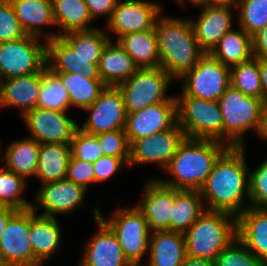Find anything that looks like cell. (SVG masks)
Instances as JSON below:
<instances>
[{
	"mask_svg": "<svg viewBox=\"0 0 267 266\" xmlns=\"http://www.w3.org/2000/svg\"><path fill=\"white\" fill-rule=\"evenodd\" d=\"M245 146H228L215 161L211 173L199 189L208 211H224L238 216L249 207V169ZM206 202V203H205ZM244 205V206H243Z\"/></svg>",
	"mask_w": 267,
	"mask_h": 266,
	"instance_id": "cell-1",
	"label": "cell"
},
{
	"mask_svg": "<svg viewBox=\"0 0 267 266\" xmlns=\"http://www.w3.org/2000/svg\"><path fill=\"white\" fill-rule=\"evenodd\" d=\"M154 28L158 40L160 67L172 78H180L205 54L199 47L190 19L160 14Z\"/></svg>",
	"mask_w": 267,
	"mask_h": 266,
	"instance_id": "cell-2",
	"label": "cell"
},
{
	"mask_svg": "<svg viewBox=\"0 0 267 266\" xmlns=\"http://www.w3.org/2000/svg\"><path fill=\"white\" fill-rule=\"evenodd\" d=\"M227 147L217 140L186 137L164 169L173 175V179H157L171 188L199 190L210 175L215 161Z\"/></svg>",
	"mask_w": 267,
	"mask_h": 266,
	"instance_id": "cell-3",
	"label": "cell"
},
{
	"mask_svg": "<svg viewBox=\"0 0 267 266\" xmlns=\"http://www.w3.org/2000/svg\"><path fill=\"white\" fill-rule=\"evenodd\" d=\"M184 237L187 256L214 261L237 239V216L206 210L184 233Z\"/></svg>",
	"mask_w": 267,
	"mask_h": 266,
	"instance_id": "cell-4",
	"label": "cell"
},
{
	"mask_svg": "<svg viewBox=\"0 0 267 266\" xmlns=\"http://www.w3.org/2000/svg\"><path fill=\"white\" fill-rule=\"evenodd\" d=\"M217 102L223 117V143L245 146L243 135L249 129L257 131L259 127L263 100L244 95L230 85Z\"/></svg>",
	"mask_w": 267,
	"mask_h": 266,
	"instance_id": "cell-5",
	"label": "cell"
},
{
	"mask_svg": "<svg viewBox=\"0 0 267 266\" xmlns=\"http://www.w3.org/2000/svg\"><path fill=\"white\" fill-rule=\"evenodd\" d=\"M177 124L187 138L223 142V117L217 101L175 96Z\"/></svg>",
	"mask_w": 267,
	"mask_h": 266,
	"instance_id": "cell-6",
	"label": "cell"
},
{
	"mask_svg": "<svg viewBox=\"0 0 267 266\" xmlns=\"http://www.w3.org/2000/svg\"><path fill=\"white\" fill-rule=\"evenodd\" d=\"M172 77L161 67L138 68L127 80L118 85L122 92L126 113L140 111L148 106L168 101L166 91Z\"/></svg>",
	"mask_w": 267,
	"mask_h": 266,
	"instance_id": "cell-7",
	"label": "cell"
},
{
	"mask_svg": "<svg viewBox=\"0 0 267 266\" xmlns=\"http://www.w3.org/2000/svg\"><path fill=\"white\" fill-rule=\"evenodd\" d=\"M117 236L124 256L131 264H141L146 252H149L150 230L144 214L136 207L119 208L112 217L104 220Z\"/></svg>",
	"mask_w": 267,
	"mask_h": 266,
	"instance_id": "cell-8",
	"label": "cell"
},
{
	"mask_svg": "<svg viewBox=\"0 0 267 266\" xmlns=\"http://www.w3.org/2000/svg\"><path fill=\"white\" fill-rule=\"evenodd\" d=\"M179 79L184 81L180 96L217 101L231 85L230 67L223 65L210 53H205Z\"/></svg>",
	"mask_w": 267,
	"mask_h": 266,
	"instance_id": "cell-9",
	"label": "cell"
},
{
	"mask_svg": "<svg viewBox=\"0 0 267 266\" xmlns=\"http://www.w3.org/2000/svg\"><path fill=\"white\" fill-rule=\"evenodd\" d=\"M26 35L0 43V80L40 72L46 66V42Z\"/></svg>",
	"mask_w": 267,
	"mask_h": 266,
	"instance_id": "cell-10",
	"label": "cell"
},
{
	"mask_svg": "<svg viewBox=\"0 0 267 266\" xmlns=\"http://www.w3.org/2000/svg\"><path fill=\"white\" fill-rule=\"evenodd\" d=\"M0 257L5 266L35 265L30 240V208L17 210L7 221L0 238Z\"/></svg>",
	"mask_w": 267,
	"mask_h": 266,
	"instance_id": "cell-11",
	"label": "cell"
},
{
	"mask_svg": "<svg viewBox=\"0 0 267 266\" xmlns=\"http://www.w3.org/2000/svg\"><path fill=\"white\" fill-rule=\"evenodd\" d=\"M84 110L90 115L80 129L87 133L96 135L125 128L127 113L118 86H106L97 99Z\"/></svg>",
	"mask_w": 267,
	"mask_h": 266,
	"instance_id": "cell-12",
	"label": "cell"
},
{
	"mask_svg": "<svg viewBox=\"0 0 267 266\" xmlns=\"http://www.w3.org/2000/svg\"><path fill=\"white\" fill-rule=\"evenodd\" d=\"M22 118L30 132V138L38 143L71 144L75 130L79 126L66 112L35 107Z\"/></svg>",
	"mask_w": 267,
	"mask_h": 266,
	"instance_id": "cell-13",
	"label": "cell"
},
{
	"mask_svg": "<svg viewBox=\"0 0 267 266\" xmlns=\"http://www.w3.org/2000/svg\"><path fill=\"white\" fill-rule=\"evenodd\" d=\"M185 138V133L176 122L168 130L135 140L130 146L128 165L157 163L165 169Z\"/></svg>",
	"mask_w": 267,
	"mask_h": 266,
	"instance_id": "cell-14",
	"label": "cell"
},
{
	"mask_svg": "<svg viewBox=\"0 0 267 266\" xmlns=\"http://www.w3.org/2000/svg\"><path fill=\"white\" fill-rule=\"evenodd\" d=\"M176 122V99L172 96L168 101L127 113L124 131L131 145L135 140L170 129Z\"/></svg>",
	"mask_w": 267,
	"mask_h": 266,
	"instance_id": "cell-15",
	"label": "cell"
},
{
	"mask_svg": "<svg viewBox=\"0 0 267 266\" xmlns=\"http://www.w3.org/2000/svg\"><path fill=\"white\" fill-rule=\"evenodd\" d=\"M159 4L145 0H117L107 27L117 39L124 34L153 29L161 13Z\"/></svg>",
	"mask_w": 267,
	"mask_h": 266,
	"instance_id": "cell-16",
	"label": "cell"
},
{
	"mask_svg": "<svg viewBox=\"0 0 267 266\" xmlns=\"http://www.w3.org/2000/svg\"><path fill=\"white\" fill-rule=\"evenodd\" d=\"M93 214L98 222L99 230L84 248V256L79 266H130L131 263L124 256L117 236L99 217V209H94Z\"/></svg>",
	"mask_w": 267,
	"mask_h": 266,
	"instance_id": "cell-17",
	"label": "cell"
},
{
	"mask_svg": "<svg viewBox=\"0 0 267 266\" xmlns=\"http://www.w3.org/2000/svg\"><path fill=\"white\" fill-rule=\"evenodd\" d=\"M144 187L145 194L136 207L144 214L150 232L170 230L175 188L162 184L157 178L149 180Z\"/></svg>",
	"mask_w": 267,
	"mask_h": 266,
	"instance_id": "cell-18",
	"label": "cell"
},
{
	"mask_svg": "<svg viewBox=\"0 0 267 266\" xmlns=\"http://www.w3.org/2000/svg\"><path fill=\"white\" fill-rule=\"evenodd\" d=\"M36 194L38 206L32 205L31 208L36 211L43 208V216L55 217V214H67L73 212L83 202L86 189L72 181L65 179L46 183L41 186ZM40 205V207H39Z\"/></svg>",
	"mask_w": 267,
	"mask_h": 266,
	"instance_id": "cell-19",
	"label": "cell"
},
{
	"mask_svg": "<svg viewBox=\"0 0 267 266\" xmlns=\"http://www.w3.org/2000/svg\"><path fill=\"white\" fill-rule=\"evenodd\" d=\"M197 19H190L199 47L210 53L219 40L232 28V8L201 4Z\"/></svg>",
	"mask_w": 267,
	"mask_h": 266,
	"instance_id": "cell-20",
	"label": "cell"
},
{
	"mask_svg": "<svg viewBox=\"0 0 267 266\" xmlns=\"http://www.w3.org/2000/svg\"><path fill=\"white\" fill-rule=\"evenodd\" d=\"M62 37L79 53L82 75L87 79H100L98 64L104 46L110 36L93 27L89 30L72 31Z\"/></svg>",
	"mask_w": 267,
	"mask_h": 266,
	"instance_id": "cell-21",
	"label": "cell"
},
{
	"mask_svg": "<svg viewBox=\"0 0 267 266\" xmlns=\"http://www.w3.org/2000/svg\"><path fill=\"white\" fill-rule=\"evenodd\" d=\"M41 71L0 80V108H20L21 116L37 107Z\"/></svg>",
	"mask_w": 267,
	"mask_h": 266,
	"instance_id": "cell-22",
	"label": "cell"
},
{
	"mask_svg": "<svg viewBox=\"0 0 267 266\" xmlns=\"http://www.w3.org/2000/svg\"><path fill=\"white\" fill-rule=\"evenodd\" d=\"M237 239L267 262V209L248 207L237 216Z\"/></svg>",
	"mask_w": 267,
	"mask_h": 266,
	"instance_id": "cell-23",
	"label": "cell"
},
{
	"mask_svg": "<svg viewBox=\"0 0 267 266\" xmlns=\"http://www.w3.org/2000/svg\"><path fill=\"white\" fill-rule=\"evenodd\" d=\"M148 266H182L186 258L183 233L171 230L150 233Z\"/></svg>",
	"mask_w": 267,
	"mask_h": 266,
	"instance_id": "cell-24",
	"label": "cell"
},
{
	"mask_svg": "<svg viewBox=\"0 0 267 266\" xmlns=\"http://www.w3.org/2000/svg\"><path fill=\"white\" fill-rule=\"evenodd\" d=\"M58 222L56 217L36 215L30 208V240L35 265L44 264L58 249L62 235Z\"/></svg>",
	"mask_w": 267,
	"mask_h": 266,
	"instance_id": "cell-25",
	"label": "cell"
},
{
	"mask_svg": "<svg viewBox=\"0 0 267 266\" xmlns=\"http://www.w3.org/2000/svg\"><path fill=\"white\" fill-rule=\"evenodd\" d=\"M138 69L125 50L111 39L104 46L98 64L100 79L106 86H118Z\"/></svg>",
	"mask_w": 267,
	"mask_h": 266,
	"instance_id": "cell-26",
	"label": "cell"
},
{
	"mask_svg": "<svg viewBox=\"0 0 267 266\" xmlns=\"http://www.w3.org/2000/svg\"><path fill=\"white\" fill-rule=\"evenodd\" d=\"M117 42L138 68L160 67L155 28L124 34L117 39Z\"/></svg>",
	"mask_w": 267,
	"mask_h": 266,
	"instance_id": "cell-27",
	"label": "cell"
},
{
	"mask_svg": "<svg viewBox=\"0 0 267 266\" xmlns=\"http://www.w3.org/2000/svg\"><path fill=\"white\" fill-rule=\"evenodd\" d=\"M70 157L71 146L68 144H40L35 177L43 184L65 179Z\"/></svg>",
	"mask_w": 267,
	"mask_h": 266,
	"instance_id": "cell-28",
	"label": "cell"
},
{
	"mask_svg": "<svg viewBox=\"0 0 267 266\" xmlns=\"http://www.w3.org/2000/svg\"><path fill=\"white\" fill-rule=\"evenodd\" d=\"M13 6L15 16L26 33L42 37V26L55 25L53 19L52 0H9Z\"/></svg>",
	"mask_w": 267,
	"mask_h": 266,
	"instance_id": "cell-29",
	"label": "cell"
},
{
	"mask_svg": "<svg viewBox=\"0 0 267 266\" xmlns=\"http://www.w3.org/2000/svg\"><path fill=\"white\" fill-rule=\"evenodd\" d=\"M210 54L230 68L246 62L253 57L252 37L241 27L240 30L231 29L219 40Z\"/></svg>",
	"mask_w": 267,
	"mask_h": 266,
	"instance_id": "cell-30",
	"label": "cell"
},
{
	"mask_svg": "<svg viewBox=\"0 0 267 266\" xmlns=\"http://www.w3.org/2000/svg\"><path fill=\"white\" fill-rule=\"evenodd\" d=\"M199 190L175 188V205L170 217V230L185 233L197 218L206 211Z\"/></svg>",
	"mask_w": 267,
	"mask_h": 266,
	"instance_id": "cell-31",
	"label": "cell"
},
{
	"mask_svg": "<svg viewBox=\"0 0 267 266\" xmlns=\"http://www.w3.org/2000/svg\"><path fill=\"white\" fill-rule=\"evenodd\" d=\"M39 148L40 143L29 136L10 143L5 151L6 153H4V166L25 180L27 177L35 176Z\"/></svg>",
	"mask_w": 267,
	"mask_h": 266,
	"instance_id": "cell-32",
	"label": "cell"
},
{
	"mask_svg": "<svg viewBox=\"0 0 267 266\" xmlns=\"http://www.w3.org/2000/svg\"><path fill=\"white\" fill-rule=\"evenodd\" d=\"M58 33L48 34L46 42V66L52 73H82L79 53Z\"/></svg>",
	"mask_w": 267,
	"mask_h": 266,
	"instance_id": "cell-33",
	"label": "cell"
},
{
	"mask_svg": "<svg viewBox=\"0 0 267 266\" xmlns=\"http://www.w3.org/2000/svg\"><path fill=\"white\" fill-rule=\"evenodd\" d=\"M52 8L55 25L63 30L57 36L92 29L89 26L92 18L84 0H52Z\"/></svg>",
	"mask_w": 267,
	"mask_h": 266,
	"instance_id": "cell-34",
	"label": "cell"
},
{
	"mask_svg": "<svg viewBox=\"0 0 267 266\" xmlns=\"http://www.w3.org/2000/svg\"><path fill=\"white\" fill-rule=\"evenodd\" d=\"M69 93L70 107H89L106 87L101 79H87L78 73H54Z\"/></svg>",
	"mask_w": 267,
	"mask_h": 266,
	"instance_id": "cell-35",
	"label": "cell"
},
{
	"mask_svg": "<svg viewBox=\"0 0 267 266\" xmlns=\"http://www.w3.org/2000/svg\"><path fill=\"white\" fill-rule=\"evenodd\" d=\"M37 107L66 112L70 108L69 93L61 80L47 66L41 70V85Z\"/></svg>",
	"mask_w": 267,
	"mask_h": 266,
	"instance_id": "cell-36",
	"label": "cell"
},
{
	"mask_svg": "<svg viewBox=\"0 0 267 266\" xmlns=\"http://www.w3.org/2000/svg\"><path fill=\"white\" fill-rule=\"evenodd\" d=\"M231 86L240 90L244 95L263 100L259 74V59L252 57L250 60L234 65L230 68Z\"/></svg>",
	"mask_w": 267,
	"mask_h": 266,
	"instance_id": "cell-37",
	"label": "cell"
},
{
	"mask_svg": "<svg viewBox=\"0 0 267 266\" xmlns=\"http://www.w3.org/2000/svg\"><path fill=\"white\" fill-rule=\"evenodd\" d=\"M1 165V164H0ZM26 181L5 166L0 167V205L8 206L16 210H26L33 205L21 197Z\"/></svg>",
	"mask_w": 267,
	"mask_h": 266,
	"instance_id": "cell-38",
	"label": "cell"
},
{
	"mask_svg": "<svg viewBox=\"0 0 267 266\" xmlns=\"http://www.w3.org/2000/svg\"><path fill=\"white\" fill-rule=\"evenodd\" d=\"M239 26L251 37L267 25V0H240Z\"/></svg>",
	"mask_w": 267,
	"mask_h": 266,
	"instance_id": "cell-39",
	"label": "cell"
},
{
	"mask_svg": "<svg viewBox=\"0 0 267 266\" xmlns=\"http://www.w3.org/2000/svg\"><path fill=\"white\" fill-rule=\"evenodd\" d=\"M215 266H267L239 240H234L214 260Z\"/></svg>",
	"mask_w": 267,
	"mask_h": 266,
	"instance_id": "cell-40",
	"label": "cell"
},
{
	"mask_svg": "<svg viewBox=\"0 0 267 266\" xmlns=\"http://www.w3.org/2000/svg\"><path fill=\"white\" fill-rule=\"evenodd\" d=\"M70 146L74 158L88 163L93 164L104 156L97 136L83 131L80 126L75 130Z\"/></svg>",
	"mask_w": 267,
	"mask_h": 266,
	"instance_id": "cell-41",
	"label": "cell"
},
{
	"mask_svg": "<svg viewBox=\"0 0 267 266\" xmlns=\"http://www.w3.org/2000/svg\"><path fill=\"white\" fill-rule=\"evenodd\" d=\"M104 156L122 158L127 165L130 161V143L124 130L96 134Z\"/></svg>",
	"mask_w": 267,
	"mask_h": 266,
	"instance_id": "cell-42",
	"label": "cell"
},
{
	"mask_svg": "<svg viewBox=\"0 0 267 266\" xmlns=\"http://www.w3.org/2000/svg\"><path fill=\"white\" fill-rule=\"evenodd\" d=\"M249 179V206L267 209V159L249 172Z\"/></svg>",
	"mask_w": 267,
	"mask_h": 266,
	"instance_id": "cell-43",
	"label": "cell"
},
{
	"mask_svg": "<svg viewBox=\"0 0 267 266\" xmlns=\"http://www.w3.org/2000/svg\"><path fill=\"white\" fill-rule=\"evenodd\" d=\"M26 36L9 0H0V43Z\"/></svg>",
	"mask_w": 267,
	"mask_h": 266,
	"instance_id": "cell-44",
	"label": "cell"
},
{
	"mask_svg": "<svg viewBox=\"0 0 267 266\" xmlns=\"http://www.w3.org/2000/svg\"><path fill=\"white\" fill-rule=\"evenodd\" d=\"M66 179L81 185L88 190L90 184L95 183L93 164L74 158L71 155L68 163Z\"/></svg>",
	"mask_w": 267,
	"mask_h": 266,
	"instance_id": "cell-45",
	"label": "cell"
},
{
	"mask_svg": "<svg viewBox=\"0 0 267 266\" xmlns=\"http://www.w3.org/2000/svg\"><path fill=\"white\" fill-rule=\"evenodd\" d=\"M127 163L122 158L102 156L93 163L95 182H104L115 175L120 167Z\"/></svg>",
	"mask_w": 267,
	"mask_h": 266,
	"instance_id": "cell-46",
	"label": "cell"
},
{
	"mask_svg": "<svg viewBox=\"0 0 267 266\" xmlns=\"http://www.w3.org/2000/svg\"><path fill=\"white\" fill-rule=\"evenodd\" d=\"M87 5L88 12L94 20L98 16H107V22L110 20L113 10L115 9L117 0H84Z\"/></svg>",
	"mask_w": 267,
	"mask_h": 266,
	"instance_id": "cell-47",
	"label": "cell"
},
{
	"mask_svg": "<svg viewBox=\"0 0 267 266\" xmlns=\"http://www.w3.org/2000/svg\"><path fill=\"white\" fill-rule=\"evenodd\" d=\"M252 54L257 59H267V25L252 36Z\"/></svg>",
	"mask_w": 267,
	"mask_h": 266,
	"instance_id": "cell-48",
	"label": "cell"
},
{
	"mask_svg": "<svg viewBox=\"0 0 267 266\" xmlns=\"http://www.w3.org/2000/svg\"><path fill=\"white\" fill-rule=\"evenodd\" d=\"M259 74L263 90V103L267 104V59H259Z\"/></svg>",
	"mask_w": 267,
	"mask_h": 266,
	"instance_id": "cell-49",
	"label": "cell"
},
{
	"mask_svg": "<svg viewBox=\"0 0 267 266\" xmlns=\"http://www.w3.org/2000/svg\"><path fill=\"white\" fill-rule=\"evenodd\" d=\"M17 210L8 206L0 205V238L5 229L7 221Z\"/></svg>",
	"mask_w": 267,
	"mask_h": 266,
	"instance_id": "cell-50",
	"label": "cell"
},
{
	"mask_svg": "<svg viewBox=\"0 0 267 266\" xmlns=\"http://www.w3.org/2000/svg\"><path fill=\"white\" fill-rule=\"evenodd\" d=\"M262 138L267 139V104L263 105L259 127L256 131Z\"/></svg>",
	"mask_w": 267,
	"mask_h": 266,
	"instance_id": "cell-51",
	"label": "cell"
},
{
	"mask_svg": "<svg viewBox=\"0 0 267 266\" xmlns=\"http://www.w3.org/2000/svg\"><path fill=\"white\" fill-rule=\"evenodd\" d=\"M182 266H215L214 261L186 256Z\"/></svg>",
	"mask_w": 267,
	"mask_h": 266,
	"instance_id": "cell-52",
	"label": "cell"
},
{
	"mask_svg": "<svg viewBox=\"0 0 267 266\" xmlns=\"http://www.w3.org/2000/svg\"><path fill=\"white\" fill-rule=\"evenodd\" d=\"M240 0H206L203 4L209 5V6H220V7H229L232 8L236 7L238 8Z\"/></svg>",
	"mask_w": 267,
	"mask_h": 266,
	"instance_id": "cell-53",
	"label": "cell"
},
{
	"mask_svg": "<svg viewBox=\"0 0 267 266\" xmlns=\"http://www.w3.org/2000/svg\"><path fill=\"white\" fill-rule=\"evenodd\" d=\"M178 2L180 3V5H184L186 2V0H175V2ZM189 1L190 3H192L193 5L195 4V6H199L201 4H203L206 0H187Z\"/></svg>",
	"mask_w": 267,
	"mask_h": 266,
	"instance_id": "cell-54",
	"label": "cell"
},
{
	"mask_svg": "<svg viewBox=\"0 0 267 266\" xmlns=\"http://www.w3.org/2000/svg\"><path fill=\"white\" fill-rule=\"evenodd\" d=\"M0 266H5L4 263L2 262L1 257H0Z\"/></svg>",
	"mask_w": 267,
	"mask_h": 266,
	"instance_id": "cell-55",
	"label": "cell"
},
{
	"mask_svg": "<svg viewBox=\"0 0 267 266\" xmlns=\"http://www.w3.org/2000/svg\"><path fill=\"white\" fill-rule=\"evenodd\" d=\"M130 266H142V265L141 264H131Z\"/></svg>",
	"mask_w": 267,
	"mask_h": 266,
	"instance_id": "cell-56",
	"label": "cell"
},
{
	"mask_svg": "<svg viewBox=\"0 0 267 266\" xmlns=\"http://www.w3.org/2000/svg\"><path fill=\"white\" fill-rule=\"evenodd\" d=\"M43 263H39V264H36V265H32V266H42Z\"/></svg>",
	"mask_w": 267,
	"mask_h": 266,
	"instance_id": "cell-57",
	"label": "cell"
}]
</instances>
